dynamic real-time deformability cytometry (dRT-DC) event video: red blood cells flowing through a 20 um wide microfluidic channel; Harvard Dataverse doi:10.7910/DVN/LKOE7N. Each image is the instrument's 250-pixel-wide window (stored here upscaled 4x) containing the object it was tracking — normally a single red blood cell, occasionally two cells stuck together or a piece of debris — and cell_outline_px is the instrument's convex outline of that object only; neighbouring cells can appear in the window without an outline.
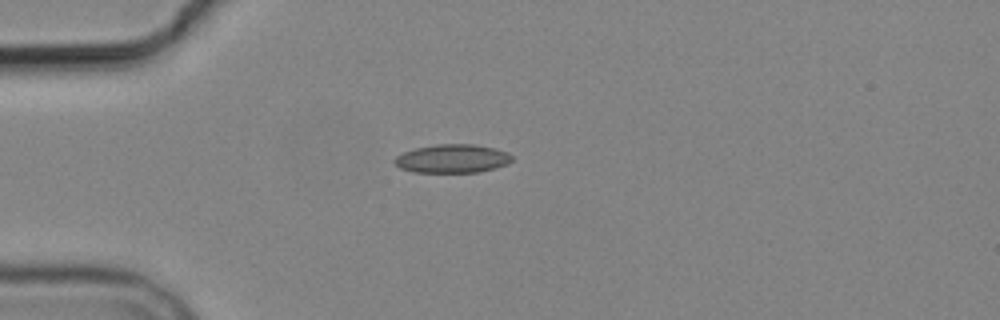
{"species": "common noctule bat (a hibernating species)", "species_latin": "Nyctalus noctula", "temperature_condition": "cold", "stored_images_in_passage": 1, "camera_frame_rate_fps": 3000, "um_per_image_px": 0.085, "animal": {"sex": "male", "body_mass_g": 19.2, "forearm_length_mm": 51.8}, "frame": {"image": 1, "passage_image": 1, "time_ms": 0.0, "image_size_px": [1000, 320], "cell_outline_px": [[512, 160], [508, 164], [496, 168], [480, 172], [416, 172], [400, 168], [392, 160], [396, 156], [404, 152], [416, 148], [436, 144], [472, 144], [496, 148], [508, 152], [512, 156]], "centroid_in_image_um": [38.48, 13.48], "position_along_channel_um": 46.5, "area_um2": 19.59}}